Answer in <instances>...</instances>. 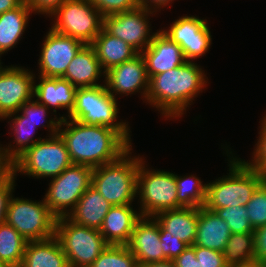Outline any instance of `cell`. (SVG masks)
Listing matches in <instances>:
<instances>
[{
	"label": "cell",
	"mask_w": 266,
	"mask_h": 267,
	"mask_svg": "<svg viewBox=\"0 0 266 267\" xmlns=\"http://www.w3.org/2000/svg\"><path fill=\"white\" fill-rule=\"evenodd\" d=\"M231 231L224 219L206 207H199L196 239L193 245L223 252Z\"/></svg>",
	"instance_id": "cell-23"
},
{
	"label": "cell",
	"mask_w": 266,
	"mask_h": 267,
	"mask_svg": "<svg viewBox=\"0 0 266 267\" xmlns=\"http://www.w3.org/2000/svg\"><path fill=\"white\" fill-rule=\"evenodd\" d=\"M195 249L196 259L200 267H228L225 263L223 252L200 246H192Z\"/></svg>",
	"instance_id": "cell-38"
},
{
	"label": "cell",
	"mask_w": 266,
	"mask_h": 267,
	"mask_svg": "<svg viewBox=\"0 0 266 267\" xmlns=\"http://www.w3.org/2000/svg\"><path fill=\"white\" fill-rule=\"evenodd\" d=\"M111 207L112 205L90 186L82 194L67 218L75 224L99 230Z\"/></svg>",
	"instance_id": "cell-24"
},
{
	"label": "cell",
	"mask_w": 266,
	"mask_h": 267,
	"mask_svg": "<svg viewBox=\"0 0 266 267\" xmlns=\"http://www.w3.org/2000/svg\"><path fill=\"white\" fill-rule=\"evenodd\" d=\"M19 111L24 115V121L31 122L37 129L39 126L42 128L45 126L46 129L48 128L47 131L50 133L48 136L58 134L61 119L54 113H49L51 110L44 104L39 103L35 98L25 102L20 107ZM48 114H53L54 117L51 118Z\"/></svg>",
	"instance_id": "cell-32"
},
{
	"label": "cell",
	"mask_w": 266,
	"mask_h": 267,
	"mask_svg": "<svg viewBox=\"0 0 266 267\" xmlns=\"http://www.w3.org/2000/svg\"><path fill=\"white\" fill-rule=\"evenodd\" d=\"M141 217L140 211L133 209L132 204L112 206L99 231L108 244L126 245Z\"/></svg>",
	"instance_id": "cell-20"
},
{
	"label": "cell",
	"mask_w": 266,
	"mask_h": 267,
	"mask_svg": "<svg viewBox=\"0 0 266 267\" xmlns=\"http://www.w3.org/2000/svg\"><path fill=\"white\" fill-rule=\"evenodd\" d=\"M35 73L23 66L0 68V121L34 98Z\"/></svg>",
	"instance_id": "cell-15"
},
{
	"label": "cell",
	"mask_w": 266,
	"mask_h": 267,
	"mask_svg": "<svg viewBox=\"0 0 266 267\" xmlns=\"http://www.w3.org/2000/svg\"><path fill=\"white\" fill-rule=\"evenodd\" d=\"M89 267H138V263L126 245L108 244Z\"/></svg>",
	"instance_id": "cell-33"
},
{
	"label": "cell",
	"mask_w": 266,
	"mask_h": 267,
	"mask_svg": "<svg viewBox=\"0 0 266 267\" xmlns=\"http://www.w3.org/2000/svg\"><path fill=\"white\" fill-rule=\"evenodd\" d=\"M103 83L108 92L116 99H118L116 95L131 96V94L139 93L145 102L149 89V77L141 53L133 59L107 70Z\"/></svg>",
	"instance_id": "cell-16"
},
{
	"label": "cell",
	"mask_w": 266,
	"mask_h": 267,
	"mask_svg": "<svg viewBox=\"0 0 266 267\" xmlns=\"http://www.w3.org/2000/svg\"><path fill=\"white\" fill-rule=\"evenodd\" d=\"M0 58H1V57H0ZM2 64H3V63L1 62V59H0V68L3 66Z\"/></svg>",
	"instance_id": "cell-51"
},
{
	"label": "cell",
	"mask_w": 266,
	"mask_h": 267,
	"mask_svg": "<svg viewBox=\"0 0 266 267\" xmlns=\"http://www.w3.org/2000/svg\"><path fill=\"white\" fill-rule=\"evenodd\" d=\"M7 178H0V185L6 180Z\"/></svg>",
	"instance_id": "cell-50"
},
{
	"label": "cell",
	"mask_w": 266,
	"mask_h": 267,
	"mask_svg": "<svg viewBox=\"0 0 266 267\" xmlns=\"http://www.w3.org/2000/svg\"><path fill=\"white\" fill-rule=\"evenodd\" d=\"M177 201L182 207H202L206 202L207 184L193 175L175 174Z\"/></svg>",
	"instance_id": "cell-31"
},
{
	"label": "cell",
	"mask_w": 266,
	"mask_h": 267,
	"mask_svg": "<svg viewBox=\"0 0 266 267\" xmlns=\"http://www.w3.org/2000/svg\"><path fill=\"white\" fill-rule=\"evenodd\" d=\"M173 262L175 267H200L192 246H188Z\"/></svg>",
	"instance_id": "cell-43"
},
{
	"label": "cell",
	"mask_w": 266,
	"mask_h": 267,
	"mask_svg": "<svg viewBox=\"0 0 266 267\" xmlns=\"http://www.w3.org/2000/svg\"><path fill=\"white\" fill-rule=\"evenodd\" d=\"M50 18L54 32L91 44L103 28L104 17L88 0H66Z\"/></svg>",
	"instance_id": "cell-10"
},
{
	"label": "cell",
	"mask_w": 266,
	"mask_h": 267,
	"mask_svg": "<svg viewBox=\"0 0 266 267\" xmlns=\"http://www.w3.org/2000/svg\"><path fill=\"white\" fill-rule=\"evenodd\" d=\"M157 14L156 11L142 6L133 10L108 15L103 18V28L111 35L120 38L142 53L153 40L152 24L149 18Z\"/></svg>",
	"instance_id": "cell-12"
},
{
	"label": "cell",
	"mask_w": 266,
	"mask_h": 267,
	"mask_svg": "<svg viewBox=\"0 0 266 267\" xmlns=\"http://www.w3.org/2000/svg\"><path fill=\"white\" fill-rule=\"evenodd\" d=\"M0 267H8L4 262L0 261Z\"/></svg>",
	"instance_id": "cell-49"
},
{
	"label": "cell",
	"mask_w": 266,
	"mask_h": 267,
	"mask_svg": "<svg viewBox=\"0 0 266 267\" xmlns=\"http://www.w3.org/2000/svg\"><path fill=\"white\" fill-rule=\"evenodd\" d=\"M20 267H69L67 256L54 236L41 241H28Z\"/></svg>",
	"instance_id": "cell-25"
},
{
	"label": "cell",
	"mask_w": 266,
	"mask_h": 267,
	"mask_svg": "<svg viewBox=\"0 0 266 267\" xmlns=\"http://www.w3.org/2000/svg\"><path fill=\"white\" fill-rule=\"evenodd\" d=\"M90 45L94 48L97 59L105 72L139 54L125 41L109 34L104 28Z\"/></svg>",
	"instance_id": "cell-26"
},
{
	"label": "cell",
	"mask_w": 266,
	"mask_h": 267,
	"mask_svg": "<svg viewBox=\"0 0 266 267\" xmlns=\"http://www.w3.org/2000/svg\"><path fill=\"white\" fill-rule=\"evenodd\" d=\"M39 80H34V98L41 104H44L49 109L53 107V113L57 115V109H64L67 115H61V120L68 118L75 106L76 91L68 80L61 77H43L37 75ZM36 81H38L36 83Z\"/></svg>",
	"instance_id": "cell-19"
},
{
	"label": "cell",
	"mask_w": 266,
	"mask_h": 267,
	"mask_svg": "<svg viewBox=\"0 0 266 267\" xmlns=\"http://www.w3.org/2000/svg\"><path fill=\"white\" fill-rule=\"evenodd\" d=\"M138 267H175V264H174L173 261L167 260V261H164V262L138 264Z\"/></svg>",
	"instance_id": "cell-47"
},
{
	"label": "cell",
	"mask_w": 266,
	"mask_h": 267,
	"mask_svg": "<svg viewBox=\"0 0 266 267\" xmlns=\"http://www.w3.org/2000/svg\"><path fill=\"white\" fill-rule=\"evenodd\" d=\"M24 0H0V14L18 7Z\"/></svg>",
	"instance_id": "cell-46"
},
{
	"label": "cell",
	"mask_w": 266,
	"mask_h": 267,
	"mask_svg": "<svg viewBox=\"0 0 266 267\" xmlns=\"http://www.w3.org/2000/svg\"><path fill=\"white\" fill-rule=\"evenodd\" d=\"M7 118L11 128V135H13V142H10L8 146L7 144L3 146V150L6 157L13 162L26 149L32 147L43 138H34L33 134L35 135L37 128L31 122L24 121V115L20 111L7 115L2 120H7Z\"/></svg>",
	"instance_id": "cell-28"
},
{
	"label": "cell",
	"mask_w": 266,
	"mask_h": 267,
	"mask_svg": "<svg viewBox=\"0 0 266 267\" xmlns=\"http://www.w3.org/2000/svg\"><path fill=\"white\" fill-rule=\"evenodd\" d=\"M38 59V74L43 77H62L75 55L86 45L77 38L54 32L44 36Z\"/></svg>",
	"instance_id": "cell-14"
},
{
	"label": "cell",
	"mask_w": 266,
	"mask_h": 267,
	"mask_svg": "<svg viewBox=\"0 0 266 267\" xmlns=\"http://www.w3.org/2000/svg\"><path fill=\"white\" fill-rule=\"evenodd\" d=\"M214 211L219 217L224 219L229 225L231 233L254 232L249 222L248 212L245 206L237 205L225 207L222 209H208Z\"/></svg>",
	"instance_id": "cell-34"
},
{
	"label": "cell",
	"mask_w": 266,
	"mask_h": 267,
	"mask_svg": "<svg viewBox=\"0 0 266 267\" xmlns=\"http://www.w3.org/2000/svg\"><path fill=\"white\" fill-rule=\"evenodd\" d=\"M223 256L228 267L255 261L254 232L231 233Z\"/></svg>",
	"instance_id": "cell-30"
},
{
	"label": "cell",
	"mask_w": 266,
	"mask_h": 267,
	"mask_svg": "<svg viewBox=\"0 0 266 267\" xmlns=\"http://www.w3.org/2000/svg\"><path fill=\"white\" fill-rule=\"evenodd\" d=\"M103 17L133 10L137 0H88Z\"/></svg>",
	"instance_id": "cell-37"
},
{
	"label": "cell",
	"mask_w": 266,
	"mask_h": 267,
	"mask_svg": "<svg viewBox=\"0 0 266 267\" xmlns=\"http://www.w3.org/2000/svg\"><path fill=\"white\" fill-rule=\"evenodd\" d=\"M132 149L118 160L92 170L91 186L112 206L132 204L137 199V173L144 157L132 156Z\"/></svg>",
	"instance_id": "cell-4"
},
{
	"label": "cell",
	"mask_w": 266,
	"mask_h": 267,
	"mask_svg": "<svg viewBox=\"0 0 266 267\" xmlns=\"http://www.w3.org/2000/svg\"><path fill=\"white\" fill-rule=\"evenodd\" d=\"M245 208L253 229L266 225V179L254 191Z\"/></svg>",
	"instance_id": "cell-35"
},
{
	"label": "cell",
	"mask_w": 266,
	"mask_h": 267,
	"mask_svg": "<svg viewBox=\"0 0 266 267\" xmlns=\"http://www.w3.org/2000/svg\"><path fill=\"white\" fill-rule=\"evenodd\" d=\"M175 0H137L138 6L149 8L156 12L163 10V7H167Z\"/></svg>",
	"instance_id": "cell-45"
},
{
	"label": "cell",
	"mask_w": 266,
	"mask_h": 267,
	"mask_svg": "<svg viewBox=\"0 0 266 267\" xmlns=\"http://www.w3.org/2000/svg\"><path fill=\"white\" fill-rule=\"evenodd\" d=\"M93 168L72 164L59 176L50 179L44 200L56 217H67L77 205L82 194L91 186Z\"/></svg>",
	"instance_id": "cell-11"
},
{
	"label": "cell",
	"mask_w": 266,
	"mask_h": 267,
	"mask_svg": "<svg viewBox=\"0 0 266 267\" xmlns=\"http://www.w3.org/2000/svg\"><path fill=\"white\" fill-rule=\"evenodd\" d=\"M207 83L208 77L200 64L187 61L177 68L152 76L145 103L156 108L165 119L177 120L206 89Z\"/></svg>",
	"instance_id": "cell-1"
},
{
	"label": "cell",
	"mask_w": 266,
	"mask_h": 267,
	"mask_svg": "<svg viewBox=\"0 0 266 267\" xmlns=\"http://www.w3.org/2000/svg\"><path fill=\"white\" fill-rule=\"evenodd\" d=\"M261 122V123H260ZM259 138L254 146L251 160H244L251 168L266 177V114L259 121Z\"/></svg>",
	"instance_id": "cell-36"
},
{
	"label": "cell",
	"mask_w": 266,
	"mask_h": 267,
	"mask_svg": "<svg viewBox=\"0 0 266 267\" xmlns=\"http://www.w3.org/2000/svg\"><path fill=\"white\" fill-rule=\"evenodd\" d=\"M141 55L145 60L149 79L187 62L181 47L160 29L157 30L153 40Z\"/></svg>",
	"instance_id": "cell-18"
},
{
	"label": "cell",
	"mask_w": 266,
	"mask_h": 267,
	"mask_svg": "<svg viewBox=\"0 0 266 267\" xmlns=\"http://www.w3.org/2000/svg\"><path fill=\"white\" fill-rule=\"evenodd\" d=\"M225 146L228 157L229 173L207 183L206 202L207 209H222L230 206L246 204L251 199L257 187L266 179L257 170L251 168L244 159L238 158ZM231 155V156H230Z\"/></svg>",
	"instance_id": "cell-3"
},
{
	"label": "cell",
	"mask_w": 266,
	"mask_h": 267,
	"mask_svg": "<svg viewBox=\"0 0 266 267\" xmlns=\"http://www.w3.org/2000/svg\"><path fill=\"white\" fill-rule=\"evenodd\" d=\"M0 143V178H9L12 175V162L6 157Z\"/></svg>",
	"instance_id": "cell-44"
},
{
	"label": "cell",
	"mask_w": 266,
	"mask_h": 267,
	"mask_svg": "<svg viewBox=\"0 0 266 267\" xmlns=\"http://www.w3.org/2000/svg\"><path fill=\"white\" fill-rule=\"evenodd\" d=\"M27 242L11 225L0 224V261L8 267H20Z\"/></svg>",
	"instance_id": "cell-29"
},
{
	"label": "cell",
	"mask_w": 266,
	"mask_h": 267,
	"mask_svg": "<svg viewBox=\"0 0 266 267\" xmlns=\"http://www.w3.org/2000/svg\"><path fill=\"white\" fill-rule=\"evenodd\" d=\"M12 162V174L33 178H53L71 166L69 152L59 134L46 136Z\"/></svg>",
	"instance_id": "cell-6"
},
{
	"label": "cell",
	"mask_w": 266,
	"mask_h": 267,
	"mask_svg": "<svg viewBox=\"0 0 266 267\" xmlns=\"http://www.w3.org/2000/svg\"><path fill=\"white\" fill-rule=\"evenodd\" d=\"M199 207H181L155 215L160 231L165 236H174L193 246L196 239Z\"/></svg>",
	"instance_id": "cell-22"
},
{
	"label": "cell",
	"mask_w": 266,
	"mask_h": 267,
	"mask_svg": "<svg viewBox=\"0 0 266 267\" xmlns=\"http://www.w3.org/2000/svg\"><path fill=\"white\" fill-rule=\"evenodd\" d=\"M255 261L266 264V225L254 229Z\"/></svg>",
	"instance_id": "cell-42"
},
{
	"label": "cell",
	"mask_w": 266,
	"mask_h": 267,
	"mask_svg": "<svg viewBox=\"0 0 266 267\" xmlns=\"http://www.w3.org/2000/svg\"><path fill=\"white\" fill-rule=\"evenodd\" d=\"M58 134L71 162L92 168L118 160L133 146L113 128L87 125L69 118L61 120Z\"/></svg>",
	"instance_id": "cell-2"
},
{
	"label": "cell",
	"mask_w": 266,
	"mask_h": 267,
	"mask_svg": "<svg viewBox=\"0 0 266 267\" xmlns=\"http://www.w3.org/2000/svg\"><path fill=\"white\" fill-rule=\"evenodd\" d=\"M101 77L105 79V71L97 59L94 48L90 44H86L75 55L61 78L68 80L78 89L102 85L99 82Z\"/></svg>",
	"instance_id": "cell-21"
},
{
	"label": "cell",
	"mask_w": 266,
	"mask_h": 267,
	"mask_svg": "<svg viewBox=\"0 0 266 267\" xmlns=\"http://www.w3.org/2000/svg\"><path fill=\"white\" fill-rule=\"evenodd\" d=\"M232 267H266V264L260 263L258 261H253L246 263L244 265L232 266Z\"/></svg>",
	"instance_id": "cell-48"
},
{
	"label": "cell",
	"mask_w": 266,
	"mask_h": 267,
	"mask_svg": "<svg viewBox=\"0 0 266 267\" xmlns=\"http://www.w3.org/2000/svg\"><path fill=\"white\" fill-rule=\"evenodd\" d=\"M32 13L23 1L18 7L0 14V57L21 41Z\"/></svg>",
	"instance_id": "cell-27"
},
{
	"label": "cell",
	"mask_w": 266,
	"mask_h": 267,
	"mask_svg": "<svg viewBox=\"0 0 266 267\" xmlns=\"http://www.w3.org/2000/svg\"><path fill=\"white\" fill-rule=\"evenodd\" d=\"M66 0H24L35 15L50 16L65 2Z\"/></svg>",
	"instance_id": "cell-40"
},
{
	"label": "cell",
	"mask_w": 266,
	"mask_h": 267,
	"mask_svg": "<svg viewBox=\"0 0 266 267\" xmlns=\"http://www.w3.org/2000/svg\"><path fill=\"white\" fill-rule=\"evenodd\" d=\"M207 24V19L186 14L175 19L169 28L160 30L181 47L187 61L194 62L204 56L212 44V35Z\"/></svg>",
	"instance_id": "cell-13"
},
{
	"label": "cell",
	"mask_w": 266,
	"mask_h": 267,
	"mask_svg": "<svg viewBox=\"0 0 266 267\" xmlns=\"http://www.w3.org/2000/svg\"><path fill=\"white\" fill-rule=\"evenodd\" d=\"M56 217L50 212L44 198L33 201L12 195L5 222L15 228L27 241H41L55 236Z\"/></svg>",
	"instance_id": "cell-9"
},
{
	"label": "cell",
	"mask_w": 266,
	"mask_h": 267,
	"mask_svg": "<svg viewBox=\"0 0 266 267\" xmlns=\"http://www.w3.org/2000/svg\"><path fill=\"white\" fill-rule=\"evenodd\" d=\"M144 160L139 164L136 191L141 216L154 217L162 211L181 208L177 201L175 172L149 169Z\"/></svg>",
	"instance_id": "cell-7"
},
{
	"label": "cell",
	"mask_w": 266,
	"mask_h": 267,
	"mask_svg": "<svg viewBox=\"0 0 266 267\" xmlns=\"http://www.w3.org/2000/svg\"><path fill=\"white\" fill-rule=\"evenodd\" d=\"M159 238L161 240V247L164 252V261H173L177 258L189 245L184 241L174 236H165L160 231L159 223Z\"/></svg>",
	"instance_id": "cell-39"
},
{
	"label": "cell",
	"mask_w": 266,
	"mask_h": 267,
	"mask_svg": "<svg viewBox=\"0 0 266 267\" xmlns=\"http://www.w3.org/2000/svg\"><path fill=\"white\" fill-rule=\"evenodd\" d=\"M55 237L69 267H89L108 246L98 229L75 224L67 217L56 219Z\"/></svg>",
	"instance_id": "cell-8"
},
{
	"label": "cell",
	"mask_w": 266,
	"mask_h": 267,
	"mask_svg": "<svg viewBox=\"0 0 266 267\" xmlns=\"http://www.w3.org/2000/svg\"><path fill=\"white\" fill-rule=\"evenodd\" d=\"M118 99L106 89L105 84L78 88L75 106L68 118L87 125H99L117 130L131 145L129 122L117 119L119 114Z\"/></svg>",
	"instance_id": "cell-5"
},
{
	"label": "cell",
	"mask_w": 266,
	"mask_h": 267,
	"mask_svg": "<svg viewBox=\"0 0 266 267\" xmlns=\"http://www.w3.org/2000/svg\"><path fill=\"white\" fill-rule=\"evenodd\" d=\"M15 177L13 174L0 185V224L5 222L9 200L15 190Z\"/></svg>",
	"instance_id": "cell-41"
},
{
	"label": "cell",
	"mask_w": 266,
	"mask_h": 267,
	"mask_svg": "<svg viewBox=\"0 0 266 267\" xmlns=\"http://www.w3.org/2000/svg\"><path fill=\"white\" fill-rule=\"evenodd\" d=\"M126 246L138 264L164 262V252L159 238V222L155 217L142 216L137 221Z\"/></svg>",
	"instance_id": "cell-17"
}]
</instances>
